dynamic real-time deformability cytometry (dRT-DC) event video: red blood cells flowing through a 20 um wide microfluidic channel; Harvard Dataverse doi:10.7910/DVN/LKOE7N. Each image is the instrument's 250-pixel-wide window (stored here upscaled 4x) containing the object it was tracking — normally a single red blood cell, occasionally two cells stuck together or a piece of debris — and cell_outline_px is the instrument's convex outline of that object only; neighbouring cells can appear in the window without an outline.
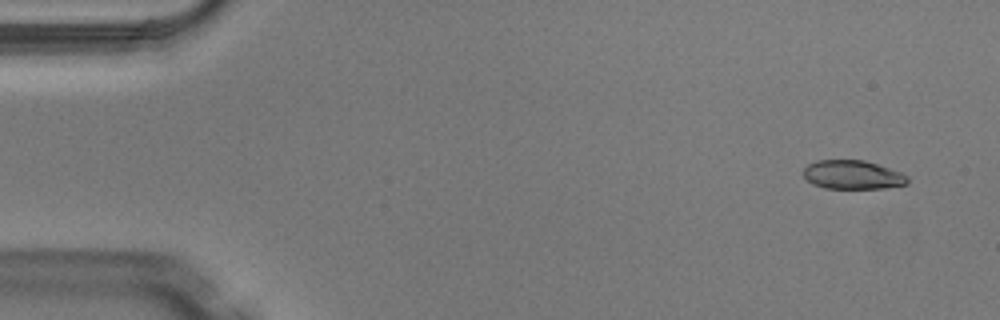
{"species": "Egyptian fruit bat (a non-hibernating species)", "species_latin": "Rousettus aegyptiacus", "temperature_condition": "warm", "stored_images_in_passage": 5, "camera_frame_rate_fps": 3000, "um_per_image_px": 0.085, "animal": {"sex": "male"}, "frame": {"image": 1, "passage_image": 1, "time_ms": 0.0, "image_size_px": [1000, 320], "cell_outline_px": [[908, 184], [884, 188], [824, 188], [812, 184], [804, 176], [804, 168], [808, 164], [816, 160], [864, 160], [900, 172], [908, 176]], "centroid_in_image_um": [72.46, 14.86], "position_along_channel_um": 12.5, "area_um2": 17.4}}